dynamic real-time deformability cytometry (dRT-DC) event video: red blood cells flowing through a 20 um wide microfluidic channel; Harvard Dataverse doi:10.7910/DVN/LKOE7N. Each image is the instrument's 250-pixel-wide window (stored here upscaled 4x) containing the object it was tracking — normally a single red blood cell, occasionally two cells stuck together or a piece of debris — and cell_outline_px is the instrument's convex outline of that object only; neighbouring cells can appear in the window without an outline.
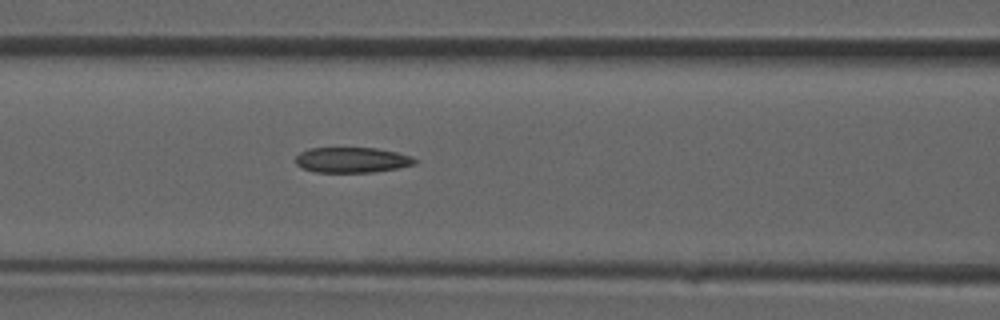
{"species": "common noctule bat (a hibernating species)", "species_latin": "Nyctalus noctula", "temperature_condition": "room temperature", "stored_images_in_passage": 37, "camera_frame_rate_fps": 3000, "um_per_image_px": 0.085, "animal": {"sex": "male", "forearm_length_mm": 52.5}, "frame": {"image": 1, "passage_image": 16, "time_ms": 5.0, "image_size_px": [1000, 320], "cell_outline_px": [[416, 164], [400, 168], [372, 172], [316, 172], [300, 168], [296, 164], [296, 156], [300, 152], [308, 148], [376, 148], [396, 152], [412, 156], [416, 160]], "centroid_in_image_um": [29.91, 13.6], "position_along_channel_um": 136.7, "area_um2": 17.74}}